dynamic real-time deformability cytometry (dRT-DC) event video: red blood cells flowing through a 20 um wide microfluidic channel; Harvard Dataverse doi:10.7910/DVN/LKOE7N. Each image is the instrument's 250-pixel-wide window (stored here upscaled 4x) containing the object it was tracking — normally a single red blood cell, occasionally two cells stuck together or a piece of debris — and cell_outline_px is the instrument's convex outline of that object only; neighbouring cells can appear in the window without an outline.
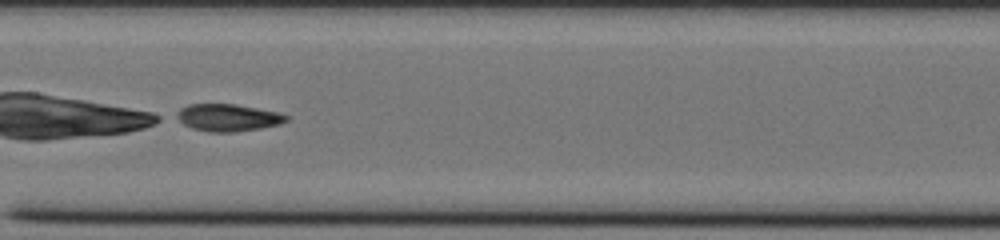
{"species": "common noctule bat (a hibernating species)", "species_latin": "Nyctalus noctula", "temperature_condition": "cold", "stored_images_in_passage": 51, "camera_frame_rate_fps": 3000, "um_per_image_px": 0.085, "animal": {"sex": "male", "body_mass_g": 20.0, "forearm_length_mm": 53.3}, "frame": {"image": 1, "passage_image": 24, "time_ms": 7.667, "image_size_px": [1000, 240], "cell_outline_px": [[288, 120], [280, 124], [260, 128], [236, 132], [208, 132], [192, 128], [176, 120], [172, 116], [180, 108], [188, 104], [236, 104], [276, 112], [288, 116]], "centroid_in_image_um": [19.29, 10.0], "position_along_channel_um": 188.1, "area_um2": 17.51}}